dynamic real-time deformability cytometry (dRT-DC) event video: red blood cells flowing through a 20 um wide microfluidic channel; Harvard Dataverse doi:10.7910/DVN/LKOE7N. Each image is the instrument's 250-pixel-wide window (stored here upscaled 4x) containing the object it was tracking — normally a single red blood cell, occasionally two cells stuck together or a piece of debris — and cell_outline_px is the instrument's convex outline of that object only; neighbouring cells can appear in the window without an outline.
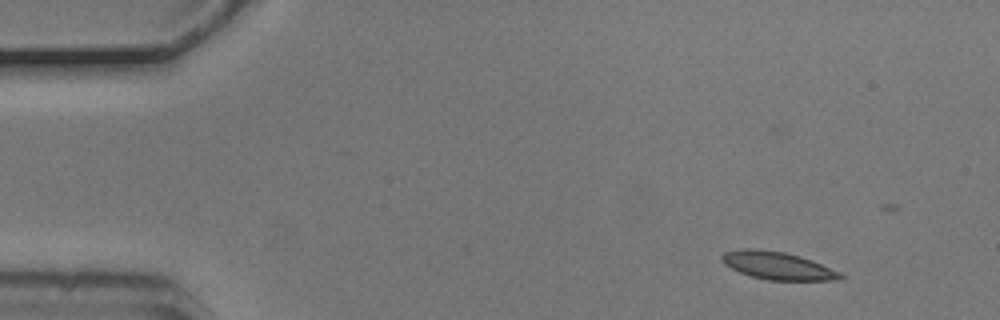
{"species": "common noctule bat (a hibernating species)", "species_latin": "Nyctalus noctula", "temperature_condition": "cold", "stored_images_in_passage": 4, "camera_frame_rate_fps": 3000, "um_per_image_px": 0.085, "animal": {"sex": "male", "body_mass_g": 20.5, "forearm_length_mm": 52.5}, "frame": {"image": 1, "passage_image": 1, "time_ms": 0.0, "image_size_px": [1000, 320], "cell_outline_px": [[844, 280], [768, 280], [752, 276], [740, 272], [724, 264], [720, 260], [720, 256], [724, 252], [740, 248], [756, 248], [784, 252], [800, 256], [812, 260], [840, 272], [844, 276]], "centroid_in_image_um": [66.08, 22.57], "position_along_channel_um": 18.9, "area_um2": 19.25}}
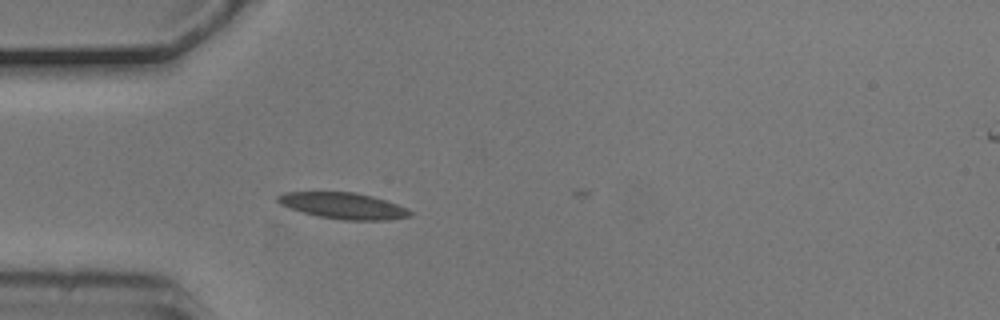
{"frame": {"image": 2, "passage_image": 4, "time_ms": 1.0, "image_size_px": [1000, 320], "cell_outline_px": [[412, 216], [388, 220], [344, 220], [316, 216], [280, 204], [276, 200], [276, 196], [284, 192], [356, 192], [372, 196], [408, 208], [412, 212]], "centroid_in_image_um": [29.19, 17.49], "position_along_channel_um": 55.8, "area_um2": 20.17}}